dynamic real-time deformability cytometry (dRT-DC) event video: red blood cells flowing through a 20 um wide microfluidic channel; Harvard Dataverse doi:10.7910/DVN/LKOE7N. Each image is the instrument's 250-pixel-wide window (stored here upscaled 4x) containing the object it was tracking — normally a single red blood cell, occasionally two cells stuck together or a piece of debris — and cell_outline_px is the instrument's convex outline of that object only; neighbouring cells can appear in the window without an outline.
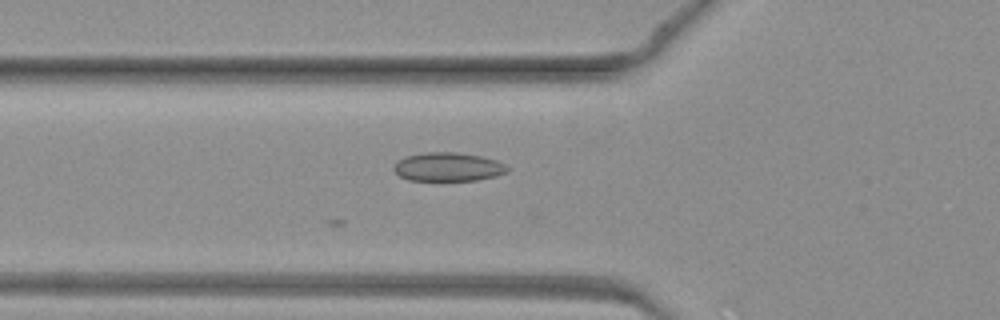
{"species": "common noctule bat (a hibernating species)", "species_latin": "Nyctalus noctula", "temperature_condition": "warm", "stored_images_in_passage": 19, "camera_frame_rate_fps": 3000, "um_per_image_px": 0.085, "animal": {"sex": "female", "body_mass_g": 19.3, "forearm_length_mm": 54.1}, "frame": {"image": 1, "passage_image": 3, "time_ms": 0.667, "image_size_px": [1000, 320], "cell_outline_px": [[508, 172], [496, 176], [476, 180], [408, 180], [400, 176], [392, 168], [400, 160], [408, 156], [428, 152], [456, 152], [480, 156], [496, 160], [504, 164], [508, 168]], "centroid_in_image_um": [38.11, 14.19], "position_along_channel_um": 87.7, "area_um2": 18.73}}
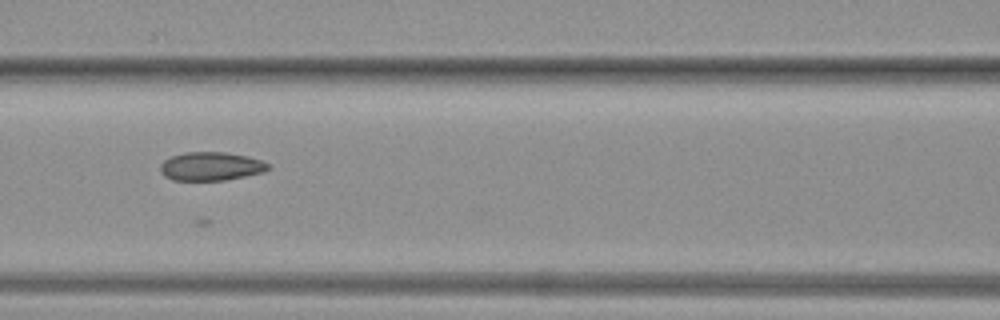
{"frame": {"image": 2, "passage_image": 7, "time_ms": 2.0, "image_size_px": [1000, 320], "cell_outline_px": [[272, 168], [264, 172], [224, 180], [172, 180], [164, 176], [160, 172], [160, 164], [164, 160], [172, 156], [184, 152], [224, 152], [248, 156], [272, 164]], "centroid_in_image_um": [17.95, 14.13], "position_along_channel_um": 148.7, "area_um2": 18.09}}
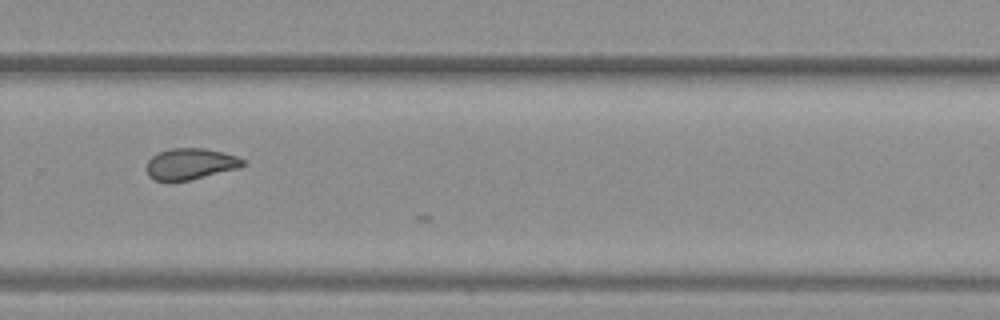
{"frame": {"image": 3, "passage_image": 18, "time_ms": 5.667, "image_size_px": [1000, 320], "cell_outline_px": [[244, 164], [240, 168], [192, 180], [152, 180], [148, 176], [144, 168], [148, 160], [152, 156], [160, 152], [172, 148], [204, 148], [224, 152], [236, 156], [244, 160]], "centroid_in_image_um": [16.17, 13.93], "position_along_channel_um": 313.6, "area_um2": 17.69}}